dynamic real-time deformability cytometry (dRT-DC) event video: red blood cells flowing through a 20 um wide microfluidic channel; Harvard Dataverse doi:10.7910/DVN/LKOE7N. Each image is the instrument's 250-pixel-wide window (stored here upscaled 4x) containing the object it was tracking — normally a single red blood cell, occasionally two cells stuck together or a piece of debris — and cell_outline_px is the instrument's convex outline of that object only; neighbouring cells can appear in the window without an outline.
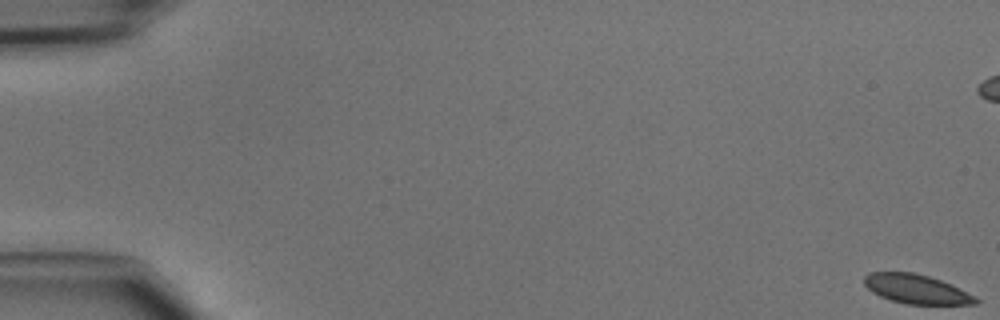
{"species": "common noctule bat (a hibernating species)", "species_latin": "Nyctalus noctula", "temperature_condition": "cold", "stored_images_in_passage": 49, "camera_frame_rate_fps": 3000, "um_per_image_px": 0.085, "animal": {"sex": "male", "body_mass_g": 15.6}, "frame": {"image": 1, "passage_image": 1, "time_ms": 0.0, "image_size_px": [1000, 320], "cell_outline_px": [[980, 304], [904, 304], [880, 296], [872, 292], [864, 284], [864, 276], [868, 272], [912, 272], [928, 276], [940, 280], [976, 296], [980, 300]], "centroid_in_image_um": [77.89, 24.57], "position_along_channel_um": 7.1, "area_um2": 18.9}}
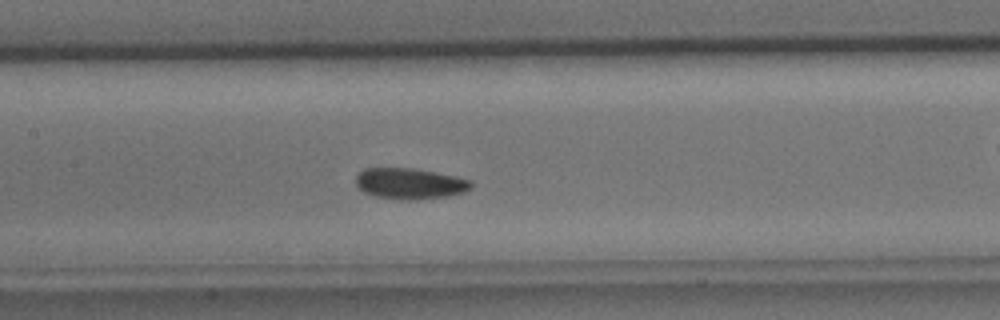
{"frame": {"image": 2, "passage_image": 24, "time_ms": 7.667, "image_size_px": [1000, 320], "cell_outline_px": [[472, 188], [464, 192], [448, 196], [408, 200], [404, 200], [376, 196], [364, 192], [356, 184], [356, 176], [364, 168], [416, 168], [456, 176], [472, 180]], "centroid_in_image_um": [34.87, 15.59], "position_along_channel_um": 172.5, "area_um2": 20.81}}
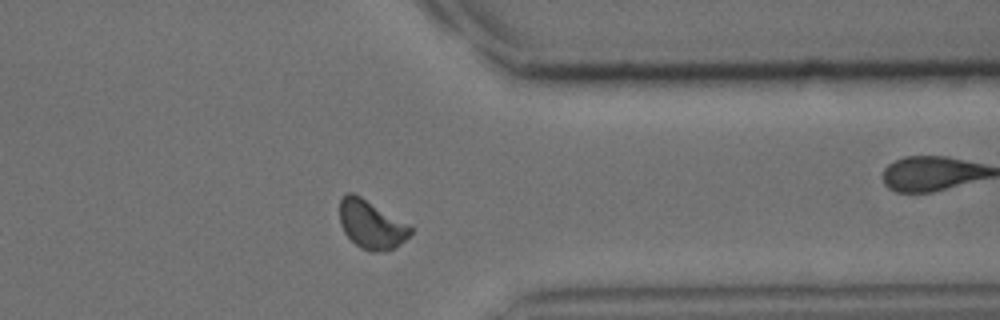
{"frame": {"image": 3, "passage_image": 39, "time_ms": 12.667, "image_size_px": [1000, 320], "cell_outline_px": [[416, 228], [400, 244], [384, 252], [372, 252], [360, 248], [344, 232], [340, 224], [340, 200], [344, 192], [352, 192], [360, 196]], "centroid_in_image_um": [31.56, 19.08], "position_along_channel_um": 379.8, "area_um2": 20.06}}